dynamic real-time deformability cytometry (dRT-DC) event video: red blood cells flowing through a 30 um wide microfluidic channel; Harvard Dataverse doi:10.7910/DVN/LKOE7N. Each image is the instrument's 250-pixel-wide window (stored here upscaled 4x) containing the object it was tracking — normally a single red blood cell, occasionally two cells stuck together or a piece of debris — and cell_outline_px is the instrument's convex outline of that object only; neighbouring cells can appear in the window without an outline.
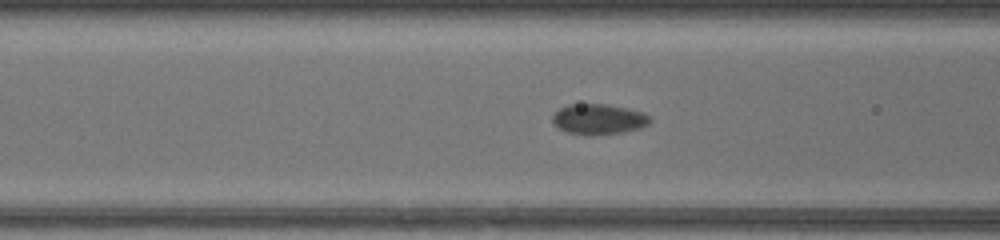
{"species": "common noctule bat (a hibernating species)", "species_latin": "Nyctalus noctula", "temperature_condition": "warm", "stored_images_in_passage": 39, "camera_frame_rate_fps": 3000, "um_per_image_px": 0.085, "animal": {"sex": "female", "body_mass_g": 17.0, "forearm_length_mm": 48.0}, "frame": {"image": 1, "passage_image": 9, "time_ms": 2.667, "image_size_px": [1000, 240], "cell_outline_px": [[652, 120], [648, 124], [640, 128], [620, 132], [592, 136], [584, 136], [568, 132], [560, 128], [552, 120], [552, 116], [560, 108], [568, 104], [608, 104], [628, 108], [644, 112], [652, 116]], "centroid_in_image_um": [50.92, 10.13], "position_along_channel_um": 115.7, "area_um2": 17.46}}
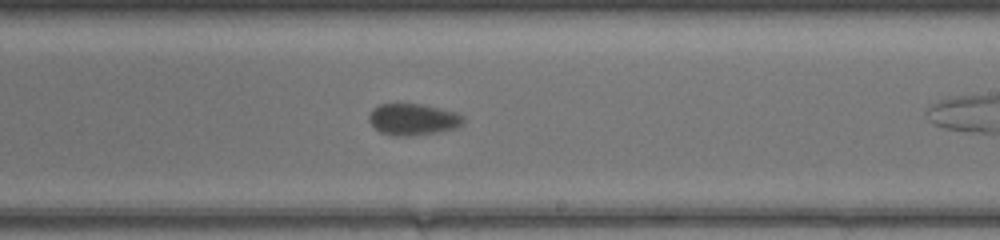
{"frame": {"image": 2, "passage_image": 19, "time_ms": 6.0, "image_size_px": [1000, 240], "cell_outline_px": [[464, 124], [456, 128], [436, 132], [412, 136], [396, 136], [380, 132], [368, 120], [368, 116], [372, 108], [380, 104], [420, 104], [440, 108], [456, 112], [464, 116]], "centroid_in_image_um": [35.12, 10.15], "position_along_channel_um": 253.9, "area_um2": 17.4}}
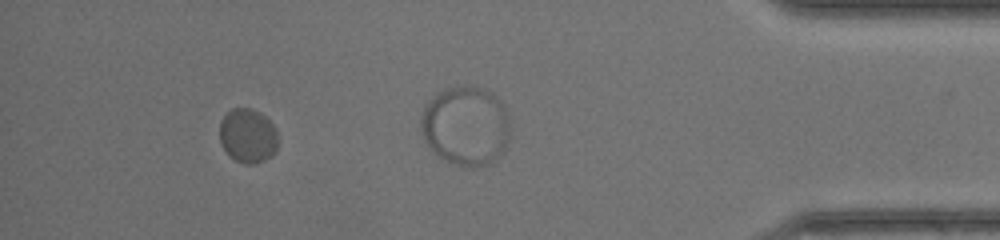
{"frame": {"image": 3, "passage_image": 35, "time_ms": 11.333, "image_size_px": [1000, 240], "cell_outline_px": [[276, 148], [264, 160], [252, 164], [244, 164], [236, 160], [224, 148], [220, 140], [220, 120], [232, 108], [252, 108], [260, 112], [272, 124], [276, 132]], "centroid_in_image_um": [21.03, 11.51], "position_along_channel_um": 414.2, "area_um2": 17.98}, "authors_computed_cell_mechanics": {"area_um2": 17.5712, "velocity_mm_per_s": 4.1561, "shape_relaxation_time_tau1_ms": null, "shape_relaxation_time_tau2_ms": 1.6296, "deformation_change_tau1": null, "deformation_change_tau2": 0.0309}}